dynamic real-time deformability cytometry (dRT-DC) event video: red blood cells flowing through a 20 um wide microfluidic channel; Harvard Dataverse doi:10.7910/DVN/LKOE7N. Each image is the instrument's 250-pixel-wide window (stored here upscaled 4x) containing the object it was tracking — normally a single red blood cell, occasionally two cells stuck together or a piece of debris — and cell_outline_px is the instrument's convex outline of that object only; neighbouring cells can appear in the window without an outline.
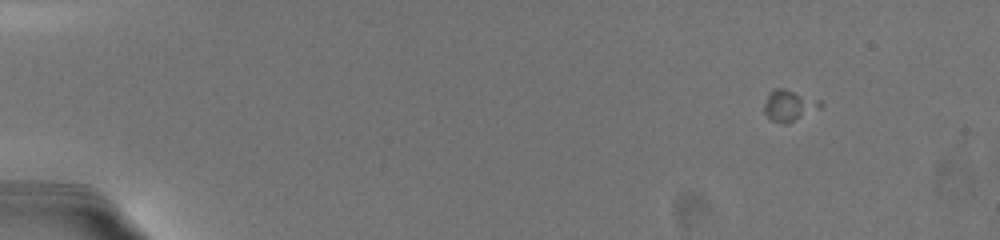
{"species": "common noctule bat (a hibernating species)", "species_latin": "Nyctalus noctula", "temperature_condition": "warm", "stored_images_in_passage": 32, "camera_frame_rate_fps": 3000, "um_per_image_px": 0.085, "animal": {"sex": "female", "body_mass_g": 19.5, "forearm_length_mm": 54.1}, "frame": {"image": 1, "passage_image": 1, "time_ms": 0.0, "image_size_px": [1000, 240], "cell_outline_px": [[824, 104], [820, 108], [788, 124], [784, 124], [772, 120], [764, 112], [764, 104], [768, 96], [776, 88], [784, 88], [820, 100]], "centroid_in_image_um": [67.11, 8.98], "position_along_channel_um": 17.9, "area_um2": 10.06}}
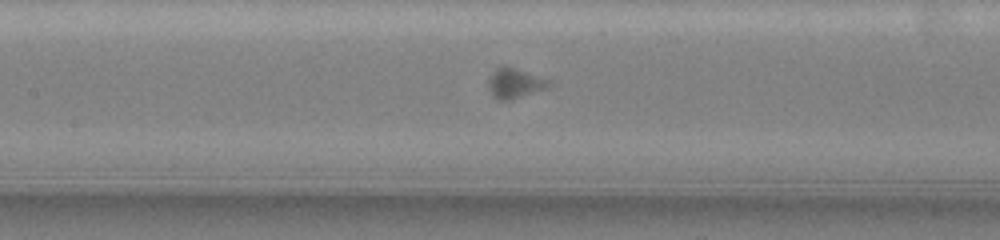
{"frame": {"image": 2, "passage_image": 16, "time_ms": 7.667, "image_size_px": [1000, 240], "cell_outline_px": [[552, 84], [544, 88], [512, 100], [496, 100], [492, 96], [488, 88], [488, 80], [492, 72], [496, 68], [516, 68], [548, 80]], "centroid_in_image_um": [43.7, 7.11], "position_along_channel_um": 163.7, "area_um2": 10.23}}
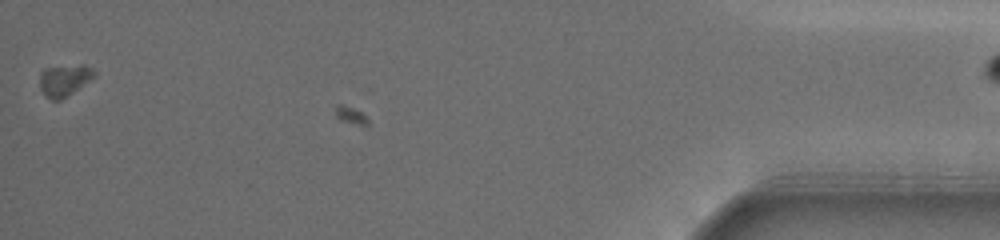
{"frame": {"image": 3, "passage_image": 31, "time_ms": 17.333, "image_size_px": [1000, 240], "cell_outline_px": [[96, 76], [60, 100], [52, 100], [44, 96], [40, 88], [40, 72], [44, 68], [80, 64], [84, 64], [92, 68], [96, 72]], "centroid_in_image_um": [5.46, 6.8], "position_along_channel_um": 429.7, "area_um2": 10.12}}